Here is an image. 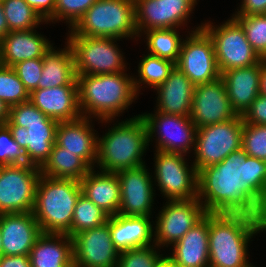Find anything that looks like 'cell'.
I'll return each instance as SVG.
<instances>
[{
	"mask_svg": "<svg viewBox=\"0 0 266 267\" xmlns=\"http://www.w3.org/2000/svg\"><path fill=\"white\" fill-rule=\"evenodd\" d=\"M197 199L207 213L266 219V161L248 156L241 148L200 169Z\"/></svg>",
	"mask_w": 266,
	"mask_h": 267,
	"instance_id": "cell-1",
	"label": "cell"
},
{
	"mask_svg": "<svg viewBox=\"0 0 266 267\" xmlns=\"http://www.w3.org/2000/svg\"><path fill=\"white\" fill-rule=\"evenodd\" d=\"M261 231L266 232V219L209 213V267H252L248 246Z\"/></svg>",
	"mask_w": 266,
	"mask_h": 267,
	"instance_id": "cell-2",
	"label": "cell"
},
{
	"mask_svg": "<svg viewBox=\"0 0 266 267\" xmlns=\"http://www.w3.org/2000/svg\"><path fill=\"white\" fill-rule=\"evenodd\" d=\"M113 122V126L111 123ZM111 126L105 134L98 137L97 161L95 169L116 173L146 165L144 155L149 149L147 128L144 119L138 114L129 119L99 120Z\"/></svg>",
	"mask_w": 266,
	"mask_h": 267,
	"instance_id": "cell-3",
	"label": "cell"
},
{
	"mask_svg": "<svg viewBox=\"0 0 266 267\" xmlns=\"http://www.w3.org/2000/svg\"><path fill=\"white\" fill-rule=\"evenodd\" d=\"M130 73L77 75L79 109L81 116L94 121L117 119L139 95Z\"/></svg>",
	"mask_w": 266,
	"mask_h": 267,
	"instance_id": "cell-4",
	"label": "cell"
},
{
	"mask_svg": "<svg viewBox=\"0 0 266 267\" xmlns=\"http://www.w3.org/2000/svg\"><path fill=\"white\" fill-rule=\"evenodd\" d=\"M80 181L40 175L32 213L42 233L66 234L71 229Z\"/></svg>",
	"mask_w": 266,
	"mask_h": 267,
	"instance_id": "cell-5",
	"label": "cell"
},
{
	"mask_svg": "<svg viewBox=\"0 0 266 267\" xmlns=\"http://www.w3.org/2000/svg\"><path fill=\"white\" fill-rule=\"evenodd\" d=\"M66 34L137 41L134 0H97Z\"/></svg>",
	"mask_w": 266,
	"mask_h": 267,
	"instance_id": "cell-6",
	"label": "cell"
},
{
	"mask_svg": "<svg viewBox=\"0 0 266 267\" xmlns=\"http://www.w3.org/2000/svg\"><path fill=\"white\" fill-rule=\"evenodd\" d=\"M65 40L73 51L76 76L128 71L125 53L117 43L122 39L67 35Z\"/></svg>",
	"mask_w": 266,
	"mask_h": 267,
	"instance_id": "cell-7",
	"label": "cell"
},
{
	"mask_svg": "<svg viewBox=\"0 0 266 267\" xmlns=\"http://www.w3.org/2000/svg\"><path fill=\"white\" fill-rule=\"evenodd\" d=\"M211 38L220 74L224 71L250 67L262 60L246 38L241 24L230 16L222 24L202 22L201 27Z\"/></svg>",
	"mask_w": 266,
	"mask_h": 267,
	"instance_id": "cell-8",
	"label": "cell"
},
{
	"mask_svg": "<svg viewBox=\"0 0 266 267\" xmlns=\"http://www.w3.org/2000/svg\"><path fill=\"white\" fill-rule=\"evenodd\" d=\"M153 182L166 200H191L197 198L198 172L195 165L187 163L183 154L153 151ZM157 182V183H156Z\"/></svg>",
	"mask_w": 266,
	"mask_h": 267,
	"instance_id": "cell-9",
	"label": "cell"
},
{
	"mask_svg": "<svg viewBox=\"0 0 266 267\" xmlns=\"http://www.w3.org/2000/svg\"><path fill=\"white\" fill-rule=\"evenodd\" d=\"M145 121L148 145L156 143L155 150L183 154L195 151L197 128L190 116L154 113L139 114ZM155 137V138H154ZM155 139V140H154Z\"/></svg>",
	"mask_w": 266,
	"mask_h": 267,
	"instance_id": "cell-10",
	"label": "cell"
},
{
	"mask_svg": "<svg viewBox=\"0 0 266 267\" xmlns=\"http://www.w3.org/2000/svg\"><path fill=\"white\" fill-rule=\"evenodd\" d=\"M243 118L203 126L196 131L195 151L192 161L197 172L206 166L222 162L230 153L242 146Z\"/></svg>",
	"mask_w": 266,
	"mask_h": 267,
	"instance_id": "cell-11",
	"label": "cell"
},
{
	"mask_svg": "<svg viewBox=\"0 0 266 267\" xmlns=\"http://www.w3.org/2000/svg\"><path fill=\"white\" fill-rule=\"evenodd\" d=\"M40 167L0 166V214L32 212Z\"/></svg>",
	"mask_w": 266,
	"mask_h": 267,
	"instance_id": "cell-12",
	"label": "cell"
},
{
	"mask_svg": "<svg viewBox=\"0 0 266 267\" xmlns=\"http://www.w3.org/2000/svg\"><path fill=\"white\" fill-rule=\"evenodd\" d=\"M197 26L188 31V36L185 35L178 61L175 64L194 85L214 81L221 75L213 42L201 28L202 23Z\"/></svg>",
	"mask_w": 266,
	"mask_h": 267,
	"instance_id": "cell-13",
	"label": "cell"
},
{
	"mask_svg": "<svg viewBox=\"0 0 266 267\" xmlns=\"http://www.w3.org/2000/svg\"><path fill=\"white\" fill-rule=\"evenodd\" d=\"M163 205L156 215L153 229L154 243L160 249L171 247L207 214L203 204L197 198L166 200Z\"/></svg>",
	"mask_w": 266,
	"mask_h": 267,
	"instance_id": "cell-14",
	"label": "cell"
},
{
	"mask_svg": "<svg viewBox=\"0 0 266 267\" xmlns=\"http://www.w3.org/2000/svg\"><path fill=\"white\" fill-rule=\"evenodd\" d=\"M199 0H134L138 38L147 30L187 27ZM189 20V21H188Z\"/></svg>",
	"mask_w": 266,
	"mask_h": 267,
	"instance_id": "cell-15",
	"label": "cell"
},
{
	"mask_svg": "<svg viewBox=\"0 0 266 267\" xmlns=\"http://www.w3.org/2000/svg\"><path fill=\"white\" fill-rule=\"evenodd\" d=\"M148 166L120 170L117 173L120 183L121 201L118 214L123 216L152 217L156 198L152 172ZM151 174V175H150Z\"/></svg>",
	"mask_w": 266,
	"mask_h": 267,
	"instance_id": "cell-16",
	"label": "cell"
},
{
	"mask_svg": "<svg viewBox=\"0 0 266 267\" xmlns=\"http://www.w3.org/2000/svg\"><path fill=\"white\" fill-rule=\"evenodd\" d=\"M74 267H116L120 252L110 234L109 219L103 225L87 229L73 237Z\"/></svg>",
	"mask_w": 266,
	"mask_h": 267,
	"instance_id": "cell-17",
	"label": "cell"
},
{
	"mask_svg": "<svg viewBox=\"0 0 266 267\" xmlns=\"http://www.w3.org/2000/svg\"><path fill=\"white\" fill-rule=\"evenodd\" d=\"M236 116L221 77L194 86L190 117L197 129L223 123Z\"/></svg>",
	"mask_w": 266,
	"mask_h": 267,
	"instance_id": "cell-18",
	"label": "cell"
},
{
	"mask_svg": "<svg viewBox=\"0 0 266 267\" xmlns=\"http://www.w3.org/2000/svg\"><path fill=\"white\" fill-rule=\"evenodd\" d=\"M92 119L81 116L76 120L59 122L55 138L57 145L80 157L91 169L95 168L97 161L99 137Z\"/></svg>",
	"mask_w": 266,
	"mask_h": 267,
	"instance_id": "cell-19",
	"label": "cell"
},
{
	"mask_svg": "<svg viewBox=\"0 0 266 267\" xmlns=\"http://www.w3.org/2000/svg\"><path fill=\"white\" fill-rule=\"evenodd\" d=\"M2 255H29L42 234L32 212L0 214Z\"/></svg>",
	"mask_w": 266,
	"mask_h": 267,
	"instance_id": "cell-20",
	"label": "cell"
},
{
	"mask_svg": "<svg viewBox=\"0 0 266 267\" xmlns=\"http://www.w3.org/2000/svg\"><path fill=\"white\" fill-rule=\"evenodd\" d=\"M29 101L57 122L72 121L81 117L78 85L35 89L29 94Z\"/></svg>",
	"mask_w": 266,
	"mask_h": 267,
	"instance_id": "cell-21",
	"label": "cell"
},
{
	"mask_svg": "<svg viewBox=\"0 0 266 267\" xmlns=\"http://www.w3.org/2000/svg\"><path fill=\"white\" fill-rule=\"evenodd\" d=\"M209 213L175 242L166 256L177 267H209Z\"/></svg>",
	"mask_w": 266,
	"mask_h": 267,
	"instance_id": "cell-22",
	"label": "cell"
},
{
	"mask_svg": "<svg viewBox=\"0 0 266 267\" xmlns=\"http://www.w3.org/2000/svg\"><path fill=\"white\" fill-rule=\"evenodd\" d=\"M52 45L36 28L10 31L0 40V64L13 67L28 59L43 58Z\"/></svg>",
	"mask_w": 266,
	"mask_h": 267,
	"instance_id": "cell-23",
	"label": "cell"
},
{
	"mask_svg": "<svg viewBox=\"0 0 266 267\" xmlns=\"http://www.w3.org/2000/svg\"><path fill=\"white\" fill-rule=\"evenodd\" d=\"M194 84L175 66L168 78L154 89L156 91L155 111L178 116H190Z\"/></svg>",
	"mask_w": 266,
	"mask_h": 267,
	"instance_id": "cell-24",
	"label": "cell"
},
{
	"mask_svg": "<svg viewBox=\"0 0 266 267\" xmlns=\"http://www.w3.org/2000/svg\"><path fill=\"white\" fill-rule=\"evenodd\" d=\"M151 218L120 214L109 217L111 239L119 252L155 244L154 221Z\"/></svg>",
	"mask_w": 266,
	"mask_h": 267,
	"instance_id": "cell-25",
	"label": "cell"
},
{
	"mask_svg": "<svg viewBox=\"0 0 266 267\" xmlns=\"http://www.w3.org/2000/svg\"><path fill=\"white\" fill-rule=\"evenodd\" d=\"M261 61L257 64L221 73L230 104L237 115H243L260 94Z\"/></svg>",
	"mask_w": 266,
	"mask_h": 267,
	"instance_id": "cell-26",
	"label": "cell"
},
{
	"mask_svg": "<svg viewBox=\"0 0 266 267\" xmlns=\"http://www.w3.org/2000/svg\"><path fill=\"white\" fill-rule=\"evenodd\" d=\"M58 123H34L22 126H7L14 141L25 149L29 162L41 167L49 158L55 144Z\"/></svg>",
	"mask_w": 266,
	"mask_h": 267,
	"instance_id": "cell-27",
	"label": "cell"
},
{
	"mask_svg": "<svg viewBox=\"0 0 266 267\" xmlns=\"http://www.w3.org/2000/svg\"><path fill=\"white\" fill-rule=\"evenodd\" d=\"M92 168L80 181L82 194L109 216L118 214L121 191L117 173Z\"/></svg>",
	"mask_w": 266,
	"mask_h": 267,
	"instance_id": "cell-28",
	"label": "cell"
},
{
	"mask_svg": "<svg viewBox=\"0 0 266 267\" xmlns=\"http://www.w3.org/2000/svg\"><path fill=\"white\" fill-rule=\"evenodd\" d=\"M29 257L31 267H74L73 239L67 234L42 233Z\"/></svg>",
	"mask_w": 266,
	"mask_h": 267,
	"instance_id": "cell-29",
	"label": "cell"
},
{
	"mask_svg": "<svg viewBox=\"0 0 266 267\" xmlns=\"http://www.w3.org/2000/svg\"><path fill=\"white\" fill-rule=\"evenodd\" d=\"M65 45L63 49L52 45L45 53L43 70L41 78L38 80L37 89L78 85L73 51L67 40Z\"/></svg>",
	"mask_w": 266,
	"mask_h": 267,
	"instance_id": "cell-30",
	"label": "cell"
},
{
	"mask_svg": "<svg viewBox=\"0 0 266 267\" xmlns=\"http://www.w3.org/2000/svg\"><path fill=\"white\" fill-rule=\"evenodd\" d=\"M90 170L91 168L80 157L56 143L52 147L49 158L40 167V172L44 176L77 181H81Z\"/></svg>",
	"mask_w": 266,
	"mask_h": 267,
	"instance_id": "cell-31",
	"label": "cell"
},
{
	"mask_svg": "<svg viewBox=\"0 0 266 267\" xmlns=\"http://www.w3.org/2000/svg\"><path fill=\"white\" fill-rule=\"evenodd\" d=\"M177 29L179 30V28H160L144 31L140 37L146 35L144 42H146L148 49L147 53L176 64L184 40Z\"/></svg>",
	"mask_w": 266,
	"mask_h": 267,
	"instance_id": "cell-32",
	"label": "cell"
},
{
	"mask_svg": "<svg viewBox=\"0 0 266 267\" xmlns=\"http://www.w3.org/2000/svg\"><path fill=\"white\" fill-rule=\"evenodd\" d=\"M142 55L143 56L138 64V69H136L138 75L133 77L134 87L138 95L143 94L140 93V91L144 87H152L154 90L162 84L168 78L171 70L175 67V63L170 60L156 57L148 53Z\"/></svg>",
	"mask_w": 266,
	"mask_h": 267,
	"instance_id": "cell-33",
	"label": "cell"
},
{
	"mask_svg": "<svg viewBox=\"0 0 266 267\" xmlns=\"http://www.w3.org/2000/svg\"><path fill=\"white\" fill-rule=\"evenodd\" d=\"M109 217L105 211L81 193L75 204L71 229L66 234L72 238L81 231L103 225Z\"/></svg>",
	"mask_w": 266,
	"mask_h": 267,
	"instance_id": "cell-34",
	"label": "cell"
},
{
	"mask_svg": "<svg viewBox=\"0 0 266 267\" xmlns=\"http://www.w3.org/2000/svg\"><path fill=\"white\" fill-rule=\"evenodd\" d=\"M1 2L9 31L30 30L40 27L43 23L48 24L25 0H2Z\"/></svg>",
	"mask_w": 266,
	"mask_h": 267,
	"instance_id": "cell-35",
	"label": "cell"
},
{
	"mask_svg": "<svg viewBox=\"0 0 266 267\" xmlns=\"http://www.w3.org/2000/svg\"><path fill=\"white\" fill-rule=\"evenodd\" d=\"M0 99L10 107L29 101V92L12 67L0 64Z\"/></svg>",
	"mask_w": 266,
	"mask_h": 267,
	"instance_id": "cell-36",
	"label": "cell"
},
{
	"mask_svg": "<svg viewBox=\"0 0 266 267\" xmlns=\"http://www.w3.org/2000/svg\"><path fill=\"white\" fill-rule=\"evenodd\" d=\"M232 16L243 27L253 49L262 59H266V14Z\"/></svg>",
	"mask_w": 266,
	"mask_h": 267,
	"instance_id": "cell-37",
	"label": "cell"
},
{
	"mask_svg": "<svg viewBox=\"0 0 266 267\" xmlns=\"http://www.w3.org/2000/svg\"><path fill=\"white\" fill-rule=\"evenodd\" d=\"M97 0H56L54 15L47 21L51 23H67L66 26L72 29L77 22L83 17L85 12L96 2Z\"/></svg>",
	"mask_w": 266,
	"mask_h": 267,
	"instance_id": "cell-38",
	"label": "cell"
},
{
	"mask_svg": "<svg viewBox=\"0 0 266 267\" xmlns=\"http://www.w3.org/2000/svg\"><path fill=\"white\" fill-rule=\"evenodd\" d=\"M155 244L120 252L116 267H156L166 256Z\"/></svg>",
	"mask_w": 266,
	"mask_h": 267,
	"instance_id": "cell-39",
	"label": "cell"
},
{
	"mask_svg": "<svg viewBox=\"0 0 266 267\" xmlns=\"http://www.w3.org/2000/svg\"><path fill=\"white\" fill-rule=\"evenodd\" d=\"M241 148L248 156L266 161V125L244 123Z\"/></svg>",
	"mask_w": 266,
	"mask_h": 267,
	"instance_id": "cell-40",
	"label": "cell"
},
{
	"mask_svg": "<svg viewBox=\"0 0 266 267\" xmlns=\"http://www.w3.org/2000/svg\"><path fill=\"white\" fill-rule=\"evenodd\" d=\"M13 164L34 166L29 162L25 149L14 141L9 128L0 125V166Z\"/></svg>",
	"mask_w": 266,
	"mask_h": 267,
	"instance_id": "cell-41",
	"label": "cell"
},
{
	"mask_svg": "<svg viewBox=\"0 0 266 267\" xmlns=\"http://www.w3.org/2000/svg\"><path fill=\"white\" fill-rule=\"evenodd\" d=\"M34 123H59L42 113L32 102L27 101L10 107L9 120L6 126H22Z\"/></svg>",
	"mask_w": 266,
	"mask_h": 267,
	"instance_id": "cell-42",
	"label": "cell"
},
{
	"mask_svg": "<svg viewBox=\"0 0 266 267\" xmlns=\"http://www.w3.org/2000/svg\"><path fill=\"white\" fill-rule=\"evenodd\" d=\"M29 94L37 89L43 70V58L28 59L12 67Z\"/></svg>",
	"mask_w": 266,
	"mask_h": 267,
	"instance_id": "cell-43",
	"label": "cell"
},
{
	"mask_svg": "<svg viewBox=\"0 0 266 267\" xmlns=\"http://www.w3.org/2000/svg\"><path fill=\"white\" fill-rule=\"evenodd\" d=\"M242 118L245 124L266 125V96L259 94Z\"/></svg>",
	"mask_w": 266,
	"mask_h": 267,
	"instance_id": "cell-44",
	"label": "cell"
},
{
	"mask_svg": "<svg viewBox=\"0 0 266 267\" xmlns=\"http://www.w3.org/2000/svg\"><path fill=\"white\" fill-rule=\"evenodd\" d=\"M237 11L232 15H260L266 14V0H241Z\"/></svg>",
	"mask_w": 266,
	"mask_h": 267,
	"instance_id": "cell-45",
	"label": "cell"
},
{
	"mask_svg": "<svg viewBox=\"0 0 266 267\" xmlns=\"http://www.w3.org/2000/svg\"><path fill=\"white\" fill-rule=\"evenodd\" d=\"M28 5L47 22L54 15L56 0H25Z\"/></svg>",
	"mask_w": 266,
	"mask_h": 267,
	"instance_id": "cell-46",
	"label": "cell"
},
{
	"mask_svg": "<svg viewBox=\"0 0 266 267\" xmlns=\"http://www.w3.org/2000/svg\"><path fill=\"white\" fill-rule=\"evenodd\" d=\"M0 267H31L29 255H1Z\"/></svg>",
	"mask_w": 266,
	"mask_h": 267,
	"instance_id": "cell-47",
	"label": "cell"
},
{
	"mask_svg": "<svg viewBox=\"0 0 266 267\" xmlns=\"http://www.w3.org/2000/svg\"><path fill=\"white\" fill-rule=\"evenodd\" d=\"M7 19L4 15V10L2 6V2L0 1V40L9 33Z\"/></svg>",
	"mask_w": 266,
	"mask_h": 267,
	"instance_id": "cell-48",
	"label": "cell"
},
{
	"mask_svg": "<svg viewBox=\"0 0 266 267\" xmlns=\"http://www.w3.org/2000/svg\"><path fill=\"white\" fill-rule=\"evenodd\" d=\"M10 106L0 99V125H5L9 120Z\"/></svg>",
	"mask_w": 266,
	"mask_h": 267,
	"instance_id": "cell-49",
	"label": "cell"
},
{
	"mask_svg": "<svg viewBox=\"0 0 266 267\" xmlns=\"http://www.w3.org/2000/svg\"><path fill=\"white\" fill-rule=\"evenodd\" d=\"M260 94L266 96V59L261 60Z\"/></svg>",
	"mask_w": 266,
	"mask_h": 267,
	"instance_id": "cell-50",
	"label": "cell"
},
{
	"mask_svg": "<svg viewBox=\"0 0 266 267\" xmlns=\"http://www.w3.org/2000/svg\"><path fill=\"white\" fill-rule=\"evenodd\" d=\"M156 267H177L167 256H165Z\"/></svg>",
	"mask_w": 266,
	"mask_h": 267,
	"instance_id": "cell-51",
	"label": "cell"
},
{
	"mask_svg": "<svg viewBox=\"0 0 266 267\" xmlns=\"http://www.w3.org/2000/svg\"><path fill=\"white\" fill-rule=\"evenodd\" d=\"M2 255V238H1V229H0V256Z\"/></svg>",
	"mask_w": 266,
	"mask_h": 267,
	"instance_id": "cell-52",
	"label": "cell"
}]
</instances>
